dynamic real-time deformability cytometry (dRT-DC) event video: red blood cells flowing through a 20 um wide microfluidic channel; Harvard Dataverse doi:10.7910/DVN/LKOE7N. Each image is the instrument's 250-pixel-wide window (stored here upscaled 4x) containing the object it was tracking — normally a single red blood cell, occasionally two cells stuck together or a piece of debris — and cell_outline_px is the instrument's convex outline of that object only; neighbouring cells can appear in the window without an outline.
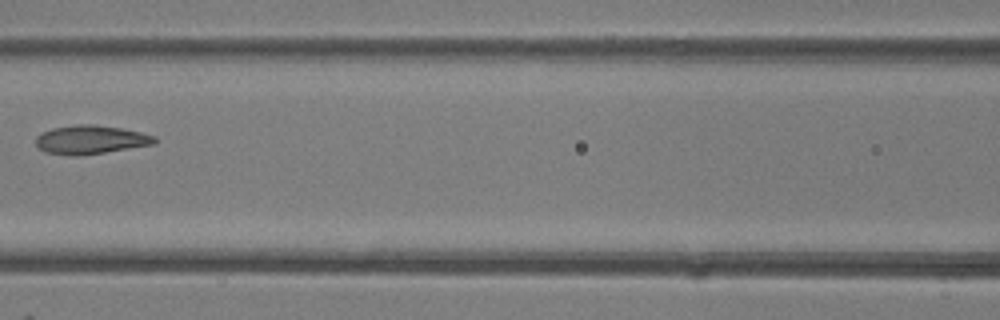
{"species": "common noctule bat (a hibernating species)", "species_latin": "Nyctalus noctula", "temperature_condition": "room temperature", "stored_images_in_passage": 5, "camera_frame_rate_fps": 3000, "um_per_image_px": 0.085, "animal": {"sex": "female"}, "frame": {"image": 1, "passage_image": 5, "time_ms": 5.333, "image_size_px": [1000, 320], "cell_outline_px": [[156, 144], [80, 156], [68, 156], [44, 152], [36, 144], [36, 136], [40, 132], [52, 128], [76, 124], [92, 124], [120, 128], [140, 132], [156, 136]], "centroid_in_image_um": [7.68, 11.88], "position_along_channel_um": 158.9, "area_um2": 20.06}}